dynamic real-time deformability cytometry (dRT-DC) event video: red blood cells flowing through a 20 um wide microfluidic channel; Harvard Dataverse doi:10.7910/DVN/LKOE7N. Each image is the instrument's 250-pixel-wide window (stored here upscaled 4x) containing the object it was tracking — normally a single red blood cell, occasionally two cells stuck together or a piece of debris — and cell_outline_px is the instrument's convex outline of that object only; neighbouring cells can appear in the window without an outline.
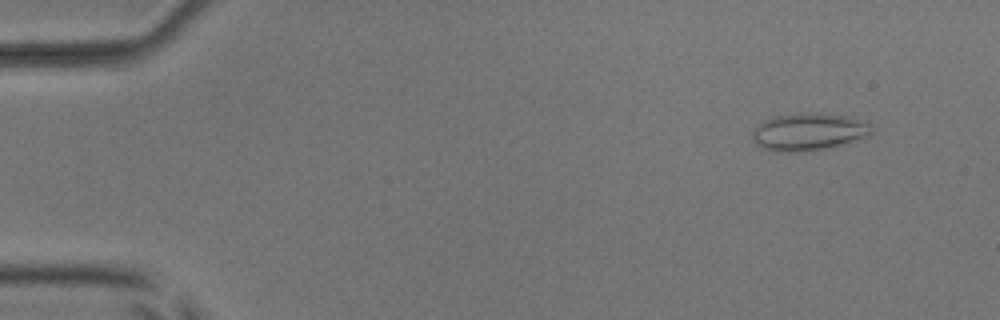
{"species": "common noctule bat (a hibernating species)", "species_latin": "Nyctalus noctula", "temperature_condition": "room temperature", "stored_images_in_passage": 5, "camera_frame_rate_fps": 3000, "um_per_image_px": 0.085, "animal": {"sex": "male", "body_mass_g": 17.9, "forearm_length_mm": 54.2}, "frame": {"image": 1, "passage_image": 2, "time_ms": 0.333, "image_size_px": [1000, 320], "cell_outline_px": [[872, 132], [868, 136], [840, 144], [808, 152], [776, 152], [764, 148], [756, 144], [752, 140], [752, 128], [764, 120], [776, 116], [804, 112], [848, 116], [868, 120]], "centroid_in_image_um": [68.7, 11.2], "position_along_channel_um": 16.3, "area_um2": 26.13}}